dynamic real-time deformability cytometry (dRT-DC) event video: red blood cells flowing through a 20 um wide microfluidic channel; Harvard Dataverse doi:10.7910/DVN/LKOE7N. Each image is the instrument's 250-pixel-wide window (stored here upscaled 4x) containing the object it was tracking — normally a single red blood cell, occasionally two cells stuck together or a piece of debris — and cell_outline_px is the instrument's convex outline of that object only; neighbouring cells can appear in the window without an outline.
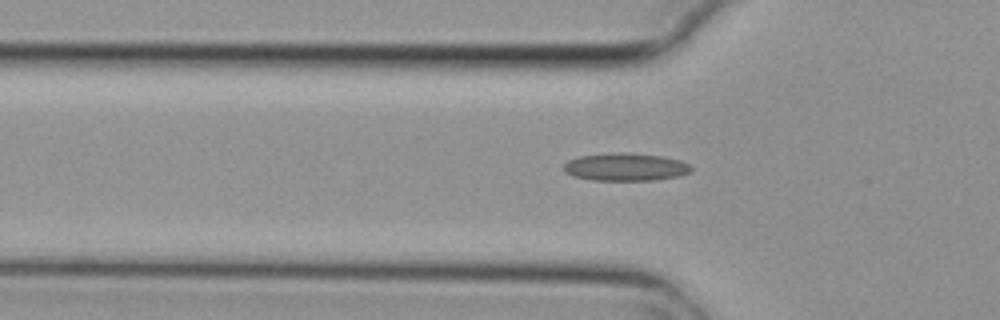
{"species": "common noctule bat (a hibernating species)", "species_latin": "Nyctalus noctula", "temperature_condition": "cold", "stored_images_in_passage": 3, "camera_frame_rate_fps": 3000, "um_per_image_px": 0.085, "animal": {"sex": "female", "body_mass_g": 29.2, "forearm_length_mm": 56.3}, "frame": {"image": 1, "passage_image": 3, "time_ms": 0.667, "image_size_px": [1000, 320], "cell_outline_px": [[692, 172], [680, 176], [652, 180], [592, 180], [572, 176], [564, 172], [564, 164], [568, 160], [580, 156], [612, 152], [628, 152], [664, 156], [680, 160], [688, 164], [692, 168]], "centroid_in_image_um": [53.18, 14.18], "position_along_channel_um": 72.6, "area_um2": 20.87}}